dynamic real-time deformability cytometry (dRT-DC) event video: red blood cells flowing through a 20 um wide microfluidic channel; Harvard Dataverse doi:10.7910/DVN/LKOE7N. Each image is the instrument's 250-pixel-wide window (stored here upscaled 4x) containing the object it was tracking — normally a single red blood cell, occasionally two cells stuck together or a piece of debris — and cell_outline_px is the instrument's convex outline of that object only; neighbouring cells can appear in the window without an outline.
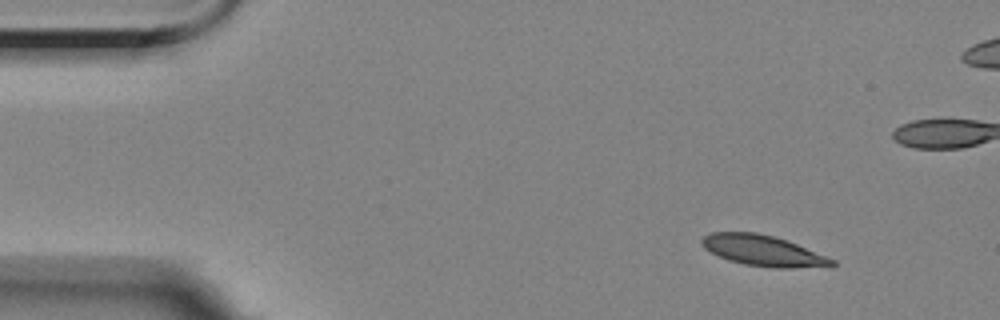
{"species": "Egyptian fruit bat (a non-hibernating species)", "species_latin": "Rousettus aegyptiacus", "temperature_condition": "room temperature", "stored_images_in_passage": 5, "camera_frame_rate_fps": 3000, "um_per_image_px": 0.085, "animal": {"sex": "female"}, "frame": {"image": 1, "passage_image": 1, "time_ms": 0.0, "image_size_px": [1000, 320], "cell_outline_px": [[836, 264], [792, 268], [772, 268], [744, 264], [728, 260], [704, 248], [700, 244], [700, 240], [704, 236], [712, 232], [756, 232], [776, 236], [788, 240], [836, 260]], "centroid_in_image_um": [64.82, 21.29], "position_along_channel_um": 20.2, "area_um2": 23.24}}